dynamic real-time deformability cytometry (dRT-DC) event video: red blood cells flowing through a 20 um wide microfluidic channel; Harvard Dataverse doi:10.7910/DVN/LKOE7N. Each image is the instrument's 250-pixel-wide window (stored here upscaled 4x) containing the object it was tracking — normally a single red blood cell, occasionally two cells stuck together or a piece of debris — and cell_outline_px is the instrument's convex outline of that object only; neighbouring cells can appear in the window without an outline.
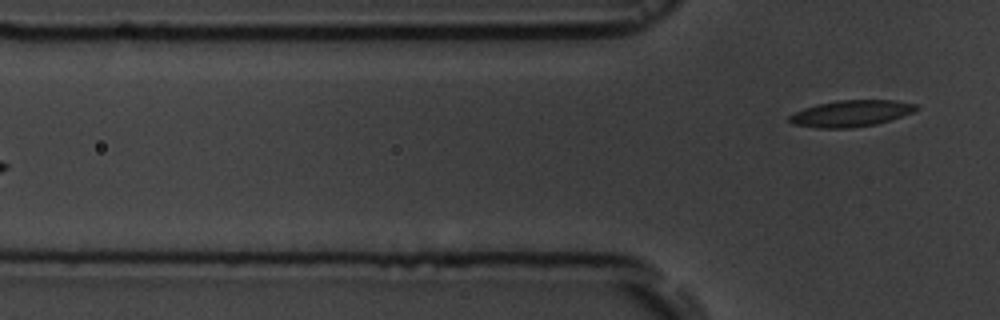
{"species": "common noctule bat (a hibernating species)", "species_latin": "Nyctalus noctula", "temperature_condition": "room temperature", "stored_images_in_passage": 5, "segment_of_instrument_passage": [2, 2], "camera_frame_rate_fps": 3000, "um_per_image_px": 0.085, "animal": {"sex": "male", "body_mass_g": 19.5, "forearm_length_mm": 54.6}, "frame": {"image": 1, "passage_image": 5, "time_ms": 4.333, "image_size_px": [1000, 320], "cell_outline_px": [[920, 108], [912, 112], [876, 124], [852, 128], [816, 128], [792, 124], [788, 120], [788, 116], [804, 108], [816, 104], [840, 100], [892, 100], [916, 104]], "centroid_in_image_um": [72.29, 9.64], "position_along_channel_um": 53.5, "area_um2": 19.42}}